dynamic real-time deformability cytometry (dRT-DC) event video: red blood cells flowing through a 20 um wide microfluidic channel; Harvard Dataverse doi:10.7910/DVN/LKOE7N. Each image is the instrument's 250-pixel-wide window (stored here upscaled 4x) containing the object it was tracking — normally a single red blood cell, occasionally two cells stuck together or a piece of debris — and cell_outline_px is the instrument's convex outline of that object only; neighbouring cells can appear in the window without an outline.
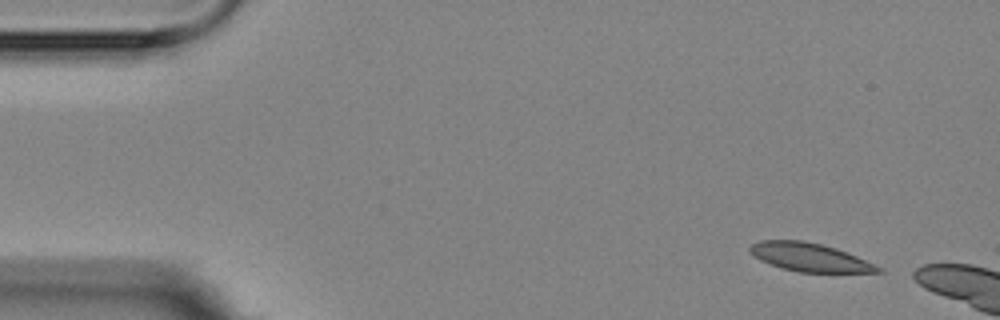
{"species": "Egyptian fruit bat (a non-hibernating species)", "species_latin": "Rousettus aegyptiacus", "temperature_condition": "room temperature", "stored_images_in_passage": 3, "camera_frame_rate_fps": 3000, "um_per_image_px": 0.085, "animal": {"sex": "female"}, "frame": {"image": 1, "passage_image": 1, "time_ms": 0.0, "image_size_px": [1000, 320], "cell_outline_px": [[884, 272], [800, 272], [780, 268], [760, 260], [748, 252], [748, 248], [752, 244], [760, 240], [804, 240], [836, 248], [856, 256], [884, 268]], "centroid_in_image_um": [68.8, 21.86], "position_along_channel_um": 16.2, "area_um2": 21.21}}